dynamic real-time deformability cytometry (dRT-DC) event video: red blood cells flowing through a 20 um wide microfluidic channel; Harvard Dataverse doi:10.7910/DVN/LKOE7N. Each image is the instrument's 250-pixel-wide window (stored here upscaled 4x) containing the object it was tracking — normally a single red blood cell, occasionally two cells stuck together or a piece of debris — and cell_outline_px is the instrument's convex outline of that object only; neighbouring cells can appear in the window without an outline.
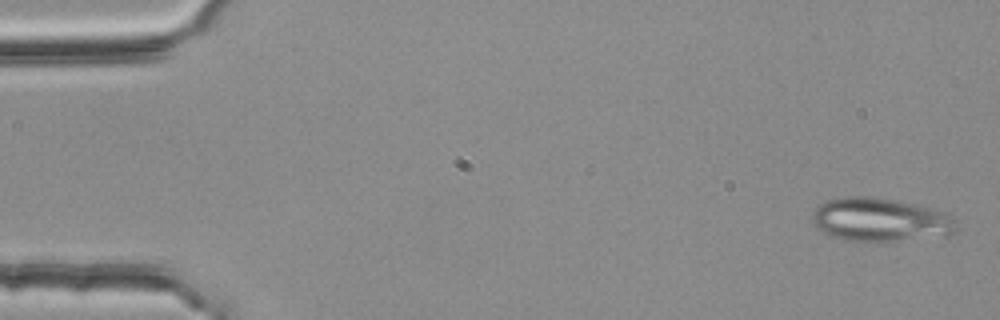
{"species": "common noctule bat (a hibernating species)", "species_latin": "Nyctalus noctula", "temperature_condition": "room temperature", "stored_images_in_passage": 54, "segment_of_instrument_passage": [1, 2], "camera_frame_rate_fps": 3000, "um_per_image_px": 0.085, "animal": {"sex": "female", "body_mass_g": 25.1}, "frame": {"image": 1, "passage_image": 2, "time_ms": 0.333, "image_size_px": [1000, 320], "cell_outline_px": [[956, 232], [948, 236], [876, 244], [844, 240], [832, 236], [824, 232], [812, 220], [812, 216], [816, 208], [820, 204], [828, 200], [844, 196], [868, 196], [896, 200], [936, 208], [948, 212], [952, 216], [956, 224]], "centroid_in_image_um": [74.91, 18.71], "position_along_channel_um": 10.1, "area_um2": 37.69}}